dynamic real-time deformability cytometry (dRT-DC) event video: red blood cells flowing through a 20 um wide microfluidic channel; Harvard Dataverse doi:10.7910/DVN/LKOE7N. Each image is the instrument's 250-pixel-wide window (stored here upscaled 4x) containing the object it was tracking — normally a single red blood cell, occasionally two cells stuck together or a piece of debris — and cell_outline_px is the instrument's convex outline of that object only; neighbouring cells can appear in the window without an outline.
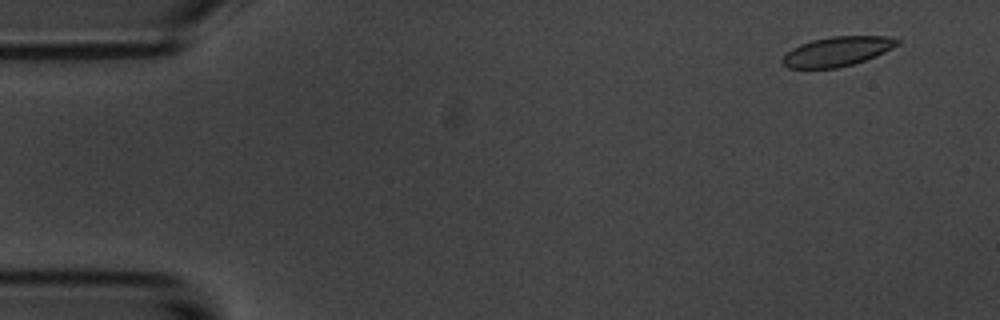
{"species": "common noctule bat (a hibernating species)", "species_latin": "Nyctalus noctula", "temperature_condition": "room temperature", "stored_images_in_passage": 4, "camera_frame_rate_fps": 3000, "um_per_image_px": 0.085, "animal": {"sex": "male", "body_mass_g": 20.1, "forearm_length_mm": 53.5}, "frame": {"image": 1, "passage_image": 1, "time_ms": 0.0, "image_size_px": [1000, 320], "cell_outline_px": [[900, 44], [876, 56], [852, 64], [836, 68], [788, 68], [780, 60], [792, 48], [800, 44], [812, 40], [832, 36], [888, 36], [900, 40]], "centroid_in_image_um": [71.17, 4.36], "position_along_channel_um": 13.8, "area_um2": 19.65}}
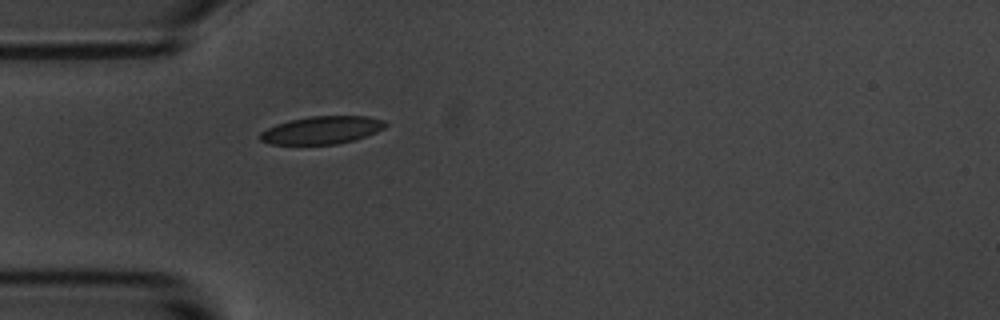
{"frame": {"image": 2, "passage_image": 4, "time_ms": 4.333, "image_size_px": [1000, 320], "cell_outline_px": [[388, 124], [384, 128], [376, 132], [356, 140], [336, 144], [268, 144], [260, 140], [256, 136], [260, 132], [276, 124], [288, 120], [312, 116], [368, 116], [384, 120]], "centroid_in_image_um": [27.34, 11.06], "position_along_channel_um": 57.7, "area_um2": 20.46}}